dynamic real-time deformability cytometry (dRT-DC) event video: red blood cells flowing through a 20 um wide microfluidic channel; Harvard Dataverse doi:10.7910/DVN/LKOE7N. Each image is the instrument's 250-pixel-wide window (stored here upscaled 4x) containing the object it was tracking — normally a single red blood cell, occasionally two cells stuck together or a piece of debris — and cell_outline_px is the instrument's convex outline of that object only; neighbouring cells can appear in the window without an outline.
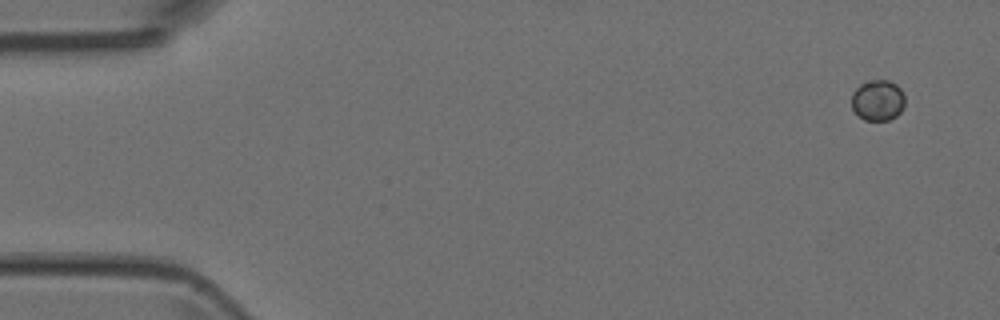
{"species": "Egyptian fruit bat (a non-hibernating species)", "species_latin": "Rousettus aegyptiacus", "temperature_condition": "room temperature", "stored_images_in_passage": 7, "camera_frame_rate_fps": 3000, "um_per_image_px": 0.085, "animal": {"sex": "female"}, "frame": {"image": 1, "passage_image": 1, "time_ms": 0.0, "image_size_px": [1000, 320], "cell_outline_px": [[904, 104], [900, 112], [896, 116], [888, 120], [864, 120], [852, 108], [852, 92], [860, 84], [872, 80], [888, 80], [896, 84], [900, 88], [904, 96]], "centroid_in_image_um": [74.61, 8.51], "position_along_channel_um": 10.4, "area_um2": 12.6}}
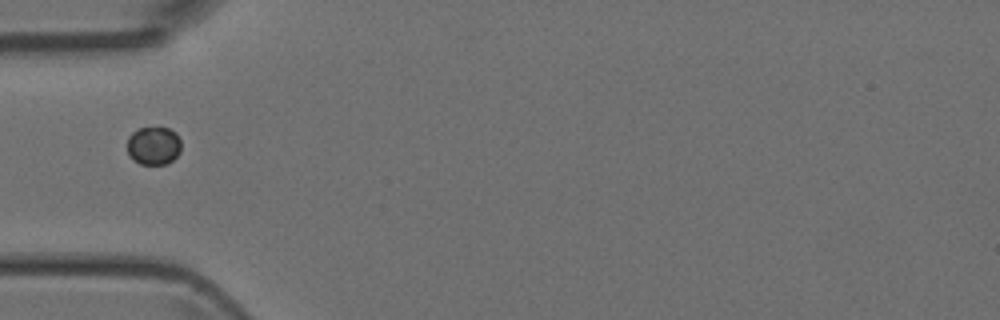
{"frame": {"image": 2, "passage_image": 5, "time_ms": 4.667, "image_size_px": [1000, 320], "cell_outline_px": [[180, 152], [172, 160], [164, 164], [140, 164], [132, 160], [128, 152], [128, 136], [132, 132], [140, 128], [168, 128], [176, 132], [180, 140]], "centroid_in_image_um": [13.05, 12.38], "position_along_channel_um": 72.0, "area_um2": 11.96}}
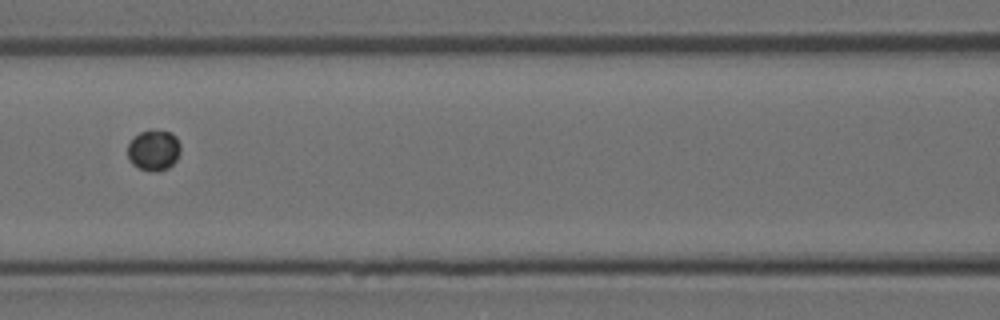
{"frame": {"image": 3, "passage_image": 7, "time_ms": 6.667, "image_size_px": [1000, 320], "cell_outline_px": [[180, 152], [176, 160], [168, 168], [156, 172], [152, 172], [140, 168], [132, 164], [128, 156], [128, 144], [132, 136], [140, 132], [152, 128], [172, 132], [176, 136], [180, 144]], "centroid_in_image_um": [13.07, 12.73], "position_along_channel_um": 153.5, "area_um2": 12.89}}